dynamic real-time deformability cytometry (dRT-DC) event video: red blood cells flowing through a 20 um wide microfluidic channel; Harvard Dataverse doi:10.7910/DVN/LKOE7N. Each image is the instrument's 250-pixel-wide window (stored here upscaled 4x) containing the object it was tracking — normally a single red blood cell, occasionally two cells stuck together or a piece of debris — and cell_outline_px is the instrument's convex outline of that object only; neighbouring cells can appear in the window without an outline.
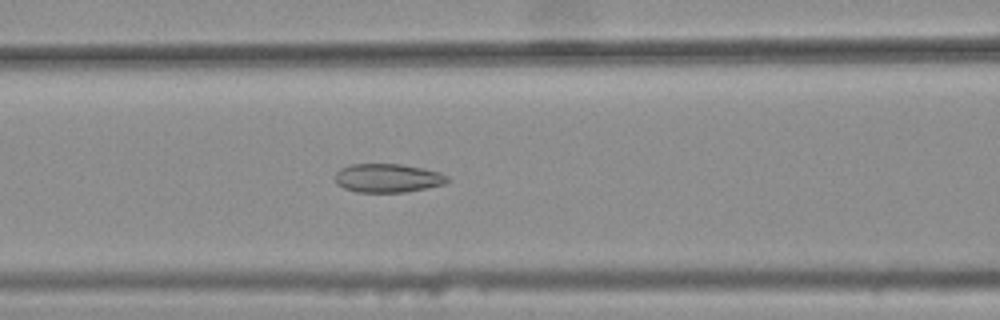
{"species": "common noctule bat (a hibernating species)", "species_latin": "Nyctalus noctula", "temperature_condition": "warm", "stored_images_in_passage": 31, "camera_frame_rate_fps": 3000, "um_per_image_px": 0.085, "animal": {"sex": "female", "body_mass_g": 25.1}, "frame": {"image": 1, "passage_image": 8, "time_ms": 2.333, "image_size_px": [1000, 320], "cell_outline_px": [[448, 180], [444, 184], [428, 188], [404, 192], [356, 192], [344, 188], [336, 184], [336, 172], [340, 168], [352, 164], [400, 164], [424, 168], [440, 172], [448, 176]], "centroid_in_image_um": [32.96, 15.13], "position_along_channel_um": 133.6, "area_um2": 18.84}}
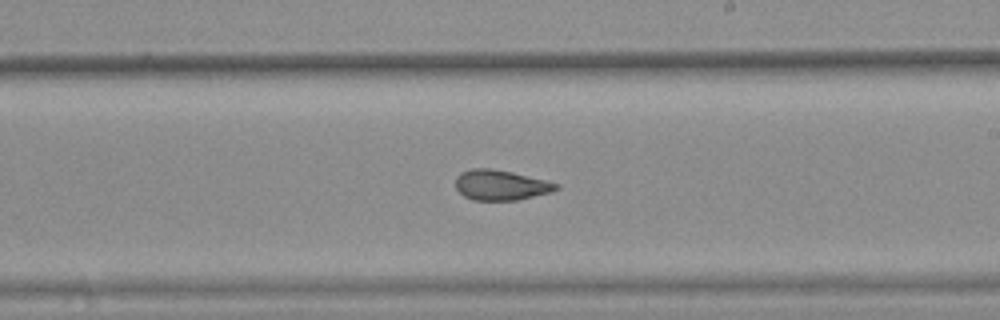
{"frame": {"image": 2, "passage_image": 17, "time_ms": 5.333, "image_size_px": [1000, 320], "cell_outline_px": [[560, 188], [552, 192], [516, 200], [472, 200], [464, 196], [456, 188], [456, 176], [460, 172], [472, 168], [492, 168], [512, 172], [560, 184]], "centroid_in_image_um": [42.55, 15.73], "position_along_channel_um": 246.4, "area_um2": 17.74}}
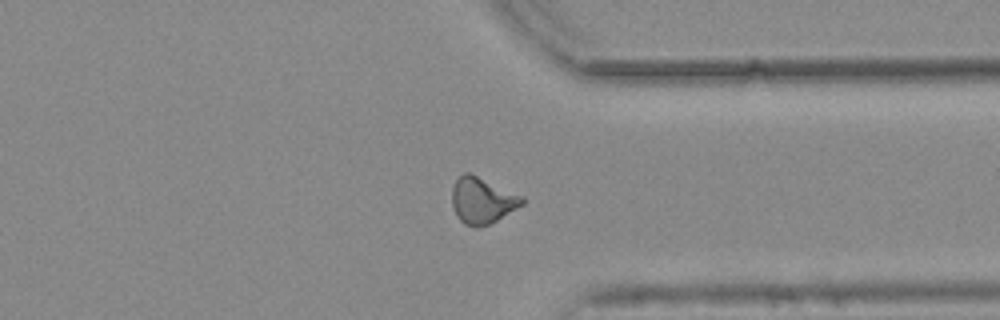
{"frame": {"image": 3, "passage_image": 27, "time_ms": 8.667, "image_size_px": [1000, 320], "cell_outline_px": [[524, 204], [496, 220], [480, 228], [476, 228], [464, 224], [456, 216], [452, 208], [452, 188], [456, 180], [464, 172], [468, 172], [524, 196]], "centroid_in_image_um": [40.97, 17.05], "position_along_channel_um": 370.4, "area_um2": 18.9}, "authors_computed_cell_mechanics": {"area_um2": 18.0914, "velocity_mm_per_s": 3.7679, "shape_relaxation_time_tau1_ms": null, "shape_relaxation_time_tau2_ms": 2.306, "deformation_change_tau1": null, "deformation_change_tau2": 0.0969}}